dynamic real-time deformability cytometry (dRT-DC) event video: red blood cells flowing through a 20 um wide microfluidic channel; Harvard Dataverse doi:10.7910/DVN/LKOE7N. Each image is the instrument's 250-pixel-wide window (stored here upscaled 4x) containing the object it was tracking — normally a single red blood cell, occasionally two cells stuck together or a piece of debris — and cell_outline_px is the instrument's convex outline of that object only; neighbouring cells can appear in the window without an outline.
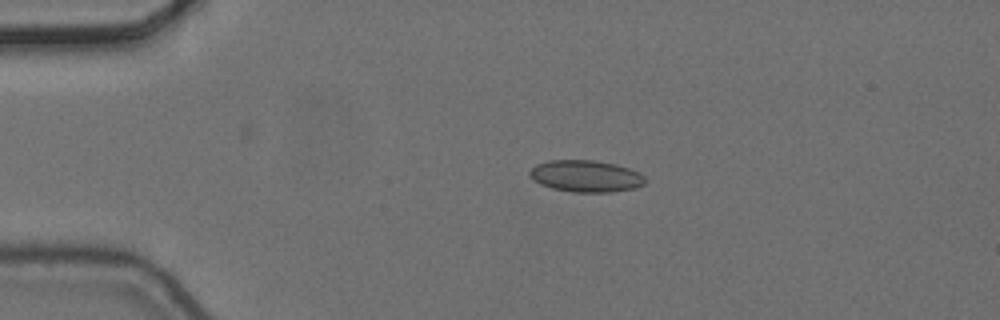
{"species": "common noctule bat (a hibernating species)", "species_latin": "Nyctalus noctula", "temperature_condition": "cold", "stored_images_in_passage": 5, "camera_frame_rate_fps": 3000, "um_per_image_px": 0.085, "animal": {"sex": "female", "body_mass_g": 24.6, "forearm_length_mm": 56.2}, "frame": {"image": 1, "passage_image": 3, "time_ms": 0.667, "image_size_px": [1000, 320], "cell_outline_px": [[644, 184], [636, 188], [612, 192], [572, 192], [552, 188], [540, 184], [532, 180], [528, 176], [528, 172], [536, 164], [548, 160], [596, 160], [616, 164], [640, 172], [644, 176]], "centroid_in_image_um": [49.77, 14.97], "position_along_channel_um": 35.2, "area_um2": 21.62}}
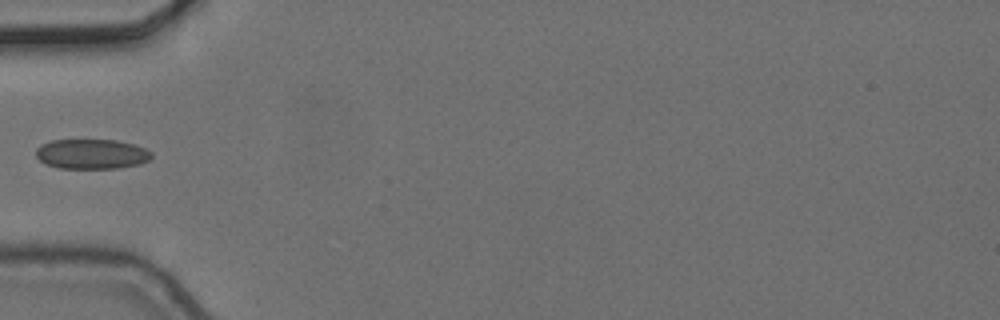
{"frame": {"image": 2, "passage_image": 5, "time_ms": 1.333, "image_size_px": [1000, 320], "cell_outline_px": [[152, 156], [148, 160], [140, 164], [120, 168], [60, 168], [44, 164], [36, 156], [36, 148], [40, 144], [52, 140], [116, 140], [136, 144], [152, 152]], "centroid_in_image_um": [7.79, 13.09], "position_along_channel_um": 77.2, "area_um2": 20.29}}